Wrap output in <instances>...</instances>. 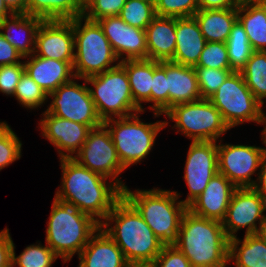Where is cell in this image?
I'll return each mask as SVG.
<instances>
[{
    "instance_id": "obj_1",
    "label": "cell",
    "mask_w": 266,
    "mask_h": 267,
    "mask_svg": "<svg viewBox=\"0 0 266 267\" xmlns=\"http://www.w3.org/2000/svg\"><path fill=\"white\" fill-rule=\"evenodd\" d=\"M60 163L62 183L54 198L74 206L102 225L114 204L122 197V190L73 158H60Z\"/></svg>"
},
{
    "instance_id": "obj_2",
    "label": "cell",
    "mask_w": 266,
    "mask_h": 267,
    "mask_svg": "<svg viewBox=\"0 0 266 267\" xmlns=\"http://www.w3.org/2000/svg\"><path fill=\"white\" fill-rule=\"evenodd\" d=\"M101 228L122 250L130 265L153 263L165 245L123 196L114 204Z\"/></svg>"
},
{
    "instance_id": "obj_3",
    "label": "cell",
    "mask_w": 266,
    "mask_h": 267,
    "mask_svg": "<svg viewBox=\"0 0 266 267\" xmlns=\"http://www.w3.org/2000/svg\"><path fill=\"white\" fill-rule=\"evenodd\" d=\"M189 260L192 267H226L229 239L222 222L193 214L182 216L176 241L173 243Z\"/></svg>"
},
{
    "instance_id": "obj_4",
    "label": "cell",
    "mask_w": 266,
    "mask_h": 267,
    "mask_svg": "<svg viewBox=\"0 0 266 267\" xmlns=\"http://www.w3.org/2000/svg\"><path fill=\"white\" fill-rule=\"evenodd\" d=\"M122 196L137 210L155 236L165 245L173 244L187 207L179 199L180 193L153 188L132 192L127 186Z\"/></svg>"
},
{
    "instance_id": "obj_5",
    "label": "cell",
    "mask_w": 266,
    "mask_h": 267,
    "mask_svg": "<svg viewBox=\"0 0 266 267\" xmlns=\"http://www.w3.org/2000/svg\"><path fill=\"white\" fill-rule=\"evenodd\" d=\"M101 225L74 206L54 198L47 222L46 244L66 263L80 254Z\"/></svg>"
},
{
    "instance_id": "obj_6",
    "label": "cell",
    "mask_w": 266,
    "mask_h": 267,
    "mask_svg": "<svg viewBox=\"0 0 266 267\" xmlns=\"http://www.w3.org/2000/svg\"><path fill=\"white\" fill-rule=\"evenodd\" d=\"M84 20V24L82 23ZM74 62L76 79H86L120 64L109 40L97 21L83 16L73 19ZM118 61V62H117ZM117 62L116 65H111Z\"/></svg>"
},
{
    "instance_id": "obj_7",
    "label": "cell",
    "mask_w": 266,
    "mask_h": 267,
    "mask_svg": "<svg viewBox=\"0 0 266 267\" xmlns=\"http://www.w3.org/2000/svg\"><path fill=\"white\" fill-rule=\"evenodd\" d=\"M85 80L102 122L113 118L127 117L141 112L134 103L125 68L118 64L103 73L90 76Z\"/></svg>"
},
{
    "instance_id": "obj_8",
    "label": "cell",
    "mask_w": 266,
    "mask_h": 267,
    "mask_svg": "<svg viewBox=\"0 0 266 267\" xmlns=\"http://www.w3.org/2000/svg\"><path fill=\"white\" fill-rule=\"evenodd\" d=\"M138 114L141 112L103 122L111 134L118 158L125 169L147 157L157 134L168 124L167 121L144 123L139 120Z\"/></svg>"
},
{
    "instance_id": "obj_9",
    "label": "cell",
    "mask_w": 266,
    "mask_h": 267,
    "mask_svg": "<svg viewBox=\"0 0 266 267\" xmlns=\"http://www.w3.org/2000/svg\"><path fill=\"white\" fill-rule=\"evenodd\" d=\"M165 115L174 121L173 127L192 141H216L230 128L224 122L221 112L202 98L197 101L173 106Z\"/></svg>"
},
{
    "instance_id": "obj_10",
    "label": "cell",
    "mask_w": 266,
    "mask_h": 267,
    "mask_svg": "<svg viewBox=\"0 0 266 267\" xmlns=\"http://www.w3.org/2000/svg\"><path fill=\"white\" fill-rule=\"evenodd\" d=\"M231 129L244 122H258L263 105L247 87L240 71H233L209 98Z\"/></svg>"
},
{
    "instance_id": "obj_11",
    "label": "cell",
    "mask_w": 266,
    "mask_h": 267,
    "mask_svg": "<svg viewBox=\"0 0 266 267\" xmlns=\"http://www.w3.org/2000/svg\"><path fill=\"white\" fill-rule=\"evenodd\" d=\"M76 154L73 159L82 166L109 178L121 190L126 187L118 178L125 168L118 158L111 134L104 124L89 131L85 143Z\"/></svg>"
},
{
    "instance_id": "obj_12",
    "label": "cell",
    "mask_w": 266,
    "mask_h": 267,
    "mask_svg": "<svg viewBox=\"0 0 266 267\" xmlns=\"http://www.w3.org/2000/svg\"><path fill=\"white\" fill-rule=\"evenodd\" d=\"M86 85V81L84 85H80L74 79L61 85L48 94L53 100L45 111L59 118L88 125L91 129L101 126L103 122Z\"/></svg>"
},
{
    "instance_id": "obj_13",
    "label": "cell",
    "mask_w": 266,
    "mask_h": 267,
    "mask_svg": "<svg viewBox=\"0 0 266 267\" xmlns=\"http://www.w3.org/2000/svg\"><path fill=\"white\" fill-rule=\"evenodd\" d=\"M266 199L253 188H237L230 200L223 229L230 240L237 237L239 229L246 228L245 235L256 234L266 218ZM258 221L259 226H257Z\"/></svg>"
},
{
    "instance_id": "obj_14",
    "label": "cell",
    "mask_w": 266,
    "mask_h": 267,
    "mask_svg": "<svg viewBox=\"0 0 266 267\" xmlns=\"http://www.w3.org/2000/svg\"><path fill=\"white\" fill-rule=\"evenodd\" d=\"M217 144L218 172L237 188H252L251 176L260 168L264 151L262 147Z\"/></svg>"
},
{
    "instance_id": "obj_15",
    "label": "cell",
    "mask_w": 266,
    "mask_h": 267,
    "mask_svg": "<svg viewBox=\"0 0 266 267\" xmlns=\"http://www.w3.org/2000/svg\"><path fill=\"white\" fill-rule=\"evenodd\" d=\"M183 176L189 188L185 200L188 207L206 188L212 177L218 173V151L216 141H192L188 149Z\"/></svg>"
},
{
    "instance_id": "obj_16",
    "label": "cell",
    "mask_w": 266,
    "mask_h": 267,
    "mask_svg": "<svg viewBox=\"0 0 266 267\" xmlns=\"http://www.w3.org/2000/svg\"><path fill=\"white\" fill-rule=\"evenodd\" d=\"M73 19L43 20L35 37L34 55L74 62Z\"/></svg>"
},
{
    "instance_id": "obj_17",
    "label": "cell",
    "mask_w": 266,
    "mask_h": 267,
    "mask_svg": "<svg viewBox=\"0 0 266 267\" xmlns=\"http://www.w3.org/2000/svg\"><path fill=\"white\" fill-rule=\"evenodd\" d=\"M97 22L119 60L147 59L145 30L128 25L119 16H106Z\"/></svg>"
},
{
    "instance_id": "obj_18",
    "label": "cell",
    "mask_w": 266,
    "mask_h": 267,
    "mask_svg": "<svg viewBox=\"0 0 266 267\" xmlns=\"http://www.w3.org/2000/svg\"><path fill=\"white\" fill-rule=\"evenodd\" d=\"M42 116L43 119L38 123L42 136L55 146L60 158H73V154H76L85 143L91 128L46 111Z\"/></svg>"
},
{
    "instance_id": "obj_19",
    "label": "cell",
    "mask_w": 266,
    "mask_h": 267,
    "mask_svg": "<svg viewBox=\"0 0 266 267\" xmlns=\"http://www.w3.org/2000/svg\"><path fill=\"white\" fill-rule=\"evenodd\" d=\"M236 189L237 187L218 172L187 209L197 216L222 222Z\"/></svg>"
},
{
    "instance_id": "obj_20",
    "label": "cell",
    "mask_w": 266,
    "mask_h": 267,
    "mask_svg": "<svg viewBox=\"0 0 266 267\" xmlns=\"http://www.w3.org/2000/svg\"><path fill=\"white\" fill-rule=\"evenodd\" d=\"M24 61V70L33 81L48 95L61 85L76 79L73 62L42 58L32 54Z\"/></svg>"
},
{
    "instance_id": "obj_21",
    "label": "cell",
    "mask_w": 266,
    "mask_h": 267,
    "mask_svg": "<svg viewBox=\"0 0 266 267\" xmlns=\"http://www.w3.org/2000/svg\"><path fill=\"white\" fill-rule=\"evenodd\" d=\"M78 267H129L122 250L100 227L82 249Z\"/></svg>"
},
{
    "instance_id": "obj_22",
    "label": "cell",
    "mask_w": 266,
    "mask_h": 267,
    "mask_svg": "<svg viewBox=\"0 0 266 267\" xmlns=\"http://www.w3.org/2000/svg\"><path fill=\"white\" fill-rule=\"evenodd\" d=\"M165 74L167 77L168 110L177 104L202 99L194 67L165 61Z\"/></svg>"
},
{
    "instance_id": "obj_23",
    "label": "cell",
    "mask_w": 266,
    "mask_h": 267,
    "mask_svg": "<svg viewBox=\"0 0 266 267\" xmlns=\"http://www.w3.org/2000/svg\"><path fill=\"white\" fill-rule=\"evenodd\" d=\"M205 44L194 16L176 18V47L172 62L195 67Z\"/></svg>"
},
{
    "instance_id": "obj_24",
    "label": "cell",
    "mask_w": 266,
    "mask_h": 267,
    "mask_svg": "<svg viewBox=\"0 0 266 267\" xmlns=\"http://www.w3.org/2000/svg\"><path fill=\"white\" fill-rule=\"evenodd\" d=\"M42 21L43 19L37 16L13 13L0 21V33L16 48L23 59H26L34 53L36 32Z\"/></svg>"
},
{
    "instance_id": "obj_25",
    "label": "cell",
    "mask_w": 266,
    "mask_h": 267,
    "mask_svg": "<svg viewBox=\"0 0 266 267\" xmlns=\"http://www.w3.org/2000/svg\"><path fill=\"white\" fill-rule=\"evenodd\" d=\"M147 59L171 61L176 47V18L156 16L145 29Z\"/></svg>"
},
{
    "instance_id": "obj_26",
    "label": "cell",
    "mask_w": 266,
    "mask_h": 267,
    "mask_svg": "<svg viewBox=\"0 0 266 267\" xmlns=\"http://www.w3.org/2000/svg\"><path fill=\"white\" fill-rule=\"evenodd\" d=\"M194 18L199 24L206 42H224L229 38L233 24L237 20V8L199 9Z\"/></svg>"
},
{
    "instance_id": "obj_27",
    "label": "cell",
    "mask_w": 266,
    "mask_h": 267,
    "mask_svg": "<svg viewBox=\"0 0 266 267\" xmlns=\"http://www.w3.org/2000/svg\"><path fill=\"white\" fill-rule=\"evenodd\" d=\"M237 19L243 25L254 51H266V8L256 0H243L237 8Z\"/></svg>"
},
{
    "instance_id": "obj_28",
    "label": "cell",
    "mask_w": 266,
    "mask_h": 267,
    "mask_svg": "<svg viewBox=\"0 0 266 267\" xmlns=\"http://www.w3.org/2000/svg\"><path fill=\"white\" fill-rule=\"evenodd\" d=\"M120 64L125 68L134 103L144 112L142 103L151 102L153 80V60H123Z\"/></svg>"
},
{
    "instance_id": "obj_29",
    "label": "cell",
    "mask_w": 266,
    "mask_h": 267,
    "mask_svg": "<svg viewBox=\"0 0 266 267\" xmlns=\"http://www.w3.org/2000/svg\"><path fill=\"white\" fill-rule=\"evenodd\" d=\"M228 260H234L235 267H266V244L257 234L245 235L242 241L232 238Z\"/></svg>"
},
{
    "instance_id": "obj_30",
    "label": "cell",
    "mask_w": 266,
    "mask_h": 267,
    "mask_svg": "<svg viewBox=\"0 0 266 267\" xmlns=\"http://www.w3.org/2000/svg\"><path fill=\"white\" fill-rule=\"evenodd\" d=\"M79 0H26V14L43 20H71L83 16Z\"/></svg>"
},
{
    "instance_id": "obj_31",
    "label": "cell",
    "mask_w": 266,
    "mask_h": 267,
    "mask_svg": "<svg viewBox=\"0 0 266 267\" xmlns=\"http://www.w3.org/2000/svg\"><path fill=\"white\" fill-rule=\"evenodd\" d=\"M240 73L254 97L263 105L266 98V51H254Z\"/></svg>"
},
{
    "instance_id": "obj_32",
    "label": "cell",
    "mask_w": 266,
    "mask_h": 267,
    "mask_svg": "<svg viewBox=\"0 0 266 267\" xmlns=\"http://www.w3.org/2000/svg\"><path fill=\"white\" fill-rule=\"evenodd\" d=\"M229 62L233 71H240L254 52L243 25L237 19L226 41Z\"/></svg>"
},
{
    "instance_id": "obj_33",
    "label": "cell",
    "mask_w": 266,
    "mask_h": 267,
    "mask_svg": "<svg viewBox=\"0 0 266 267\" xmlns=\"http://www.w3.org/2000/svg\"><path fill=\"white\" fill-rule=\"evenodd\" d=\"M58 256L46 244L27 246L23 252L16 257L15 246L13 243L12 250V267H52Z\"/></svg>"
},
{
    "instance_id": "obj_34",
    "label": "cell",
    "mask_w": 266,
    "mask_h": 267,
    "mask_svg": "<svg viewBox=\"0 0 266 267\" xmlns=\"http://www.w3.org/2000/svg\"><path fill=\"white\" fill-rule=\"evenodd\" d=\"M119 17L128 25L145 30L156 17L155 5L146 0H126Z\"/></svg>"
},
{
    "instance_id": "obj_35",
    "label": "cell",
    "mask_w": 266,
    "mask_h": 267,
    "mask_svg": "<svg viewBox=\"0 0 266 267\" xmlns=\"http://www.w3.org/2000/svg\"><path fill=\"white\" fill-rule=\"evenodd\" d=\"M150 109L155 117L165 114L168 111V91L167 77L165 74V61L158 62L153 60V80L151 89Z\"/></svg>"
},
{
    "instance_id": "obj_36",
    "label": "cell",
    "mask_w": 266,
    "mask_h": 267,
    "mask_svg": "<svg viewBox=\"0 0 266 267\" xmlns=\"http://www.w3.org/2000/svg\"><path fill=\"white\" fill-rule=\"evenodd\" d=\"M18 100L19 104L26 108L36 109L45 104L48 95L36 84L33 79L25 72L22 74L20 81L17 84L13 95Z\"/></svg>"
},
{
    "instance_id": "obj_37",
    "label": "cell",
    "mask_w": 266,
    "mask_h": 267,
    "mask_svg": "<svg viewBox=\"0 0 266 267\" xmlns=\"http://www.w3.org/2000/svg\"><path fill=\"white\" fill-rule=\"evenodd\" d=\"M21 147L22 143L11 127L0 122V171L20 159Z\"/></svg>"
},
{
    "instance_id": "obj_38",
    "label": "cell",
    "mask_w": 266,
    "mask_h": 267,
    "mask_svg": "<svg viewBox=\"0 0 266 267\" xmlns=\"http://www.w3.org/2000/svg\"><path fill=\"white\" fill-rule=\"evenodd\" d=\"M195 67L232 70L229 62L226 43L206 42L200 59Z\"/></svg>"
},
{
    "instance_id": "obj_39",
    "label": "cell",
    "mask_w": 266,
    "mask_h": 267,
    "mask_svg": "<svg viewBox=\"0 0 266 267\" xmlns=\"http://www.w3.org/2000/svg\"><path fill=\"white\" fill-rule=\"evenodd\" d=\"M197 74L201 98L209 99L224 83L233 70L194 67Z\"/></svg>"
},
{
    "instance_id": "obj_40",
    "label": "cell",
    "mask_w": 266,
    "mask_h": 267,
    "mask_svg": "<svg viewBox=\"0 0 266 267\" xmlns=\"http://www.w3.org/2000/svg\"><path fill=\"white\" fill-rule=\"evenodd\" d=\"M154 5L161 17H191L199 10L197 0H156Z\"/></svg>"
},
{
    "instance_id": "obj_41",
    "label": "cell",
    "mask_w": 266,
    "mask_h": 267,
    "mask_svg": "<svg viewBox=\"0 0 266 267\" xmlns=\"http://www.w3.org/2000/svg\"><path fill=\"white\" fill-rule=\"evenodd\" d=\"M126 0H92L84 10L83 17L97 21L106 16H119Z\"/></svg>"
},
{
    "instance_id": "obj_42",
    "label": "cell",
    "mask_w": 266,
    "mask_h": 267,
    "mask_svg": "<svg viewBox=\"0 0 266 267\" xmlns=\"http://www.w3.org/2000/svg\"><path fill=\"white\" fill-rule=\"evenodd\" d=\"M24 72L23 61L12 65L0 66V92L7 96H13Z\"/></svg>"
},
{
    "instance_id": "obj_43",
    "label": "cell",
    "mask_w": 266,
    "mask_h": 267,
    "mask_svg": "<svg viewBox=\"0 0 266 267\" xmlns=\"http://www.w3.org/2000/svg\"><path fill=\"white\" fill-rule=\"evenodd\" d=\"M153 265L155 267H192L186 256L173 244L164 245Z\"/></svg>"
},
{
    "instance_id": "obj_44",
    "label": "cell",
    "mask_w": 266,
    "mask_h": 267,
    "mask_svg": "<svg viewBox=\"0 0 266 267\" xmlns=\"http://www.w3.org/2000/svg\"><path fill=\"white\" fill-rule=\"evenodd\" d=\"M13 240L9 229L0 232V267H12Z\"/></svg>"
},
{
    "instance_id": "obj_45",
    "label": "cell",
    "mask_w": 266,
    "mask_h": 267,
    "mask_svg": "<svg viewBox=\"0 0 266 267\" xmlns=\"http://www.w3.org/2000/svg\"><path fill=\"white\" fill-rule=\"evenodd\" d=\"M22 55L0 33V66L21 63Z\"/></svg>"
},
{
    "instance_id": "obj_46",
    "label": "cell",
    "mask_w": 266,
    "mask_h": 267,
    "mask_svg": "<svg viewBox=\"0 0 266 267\" xmlns=\"http://www.w3.org/2000/svg\"><path fill=\"white\" fill-rule=\"evenodd\" d=\"M241 2V0H197L201 10L238 8Z\"/></svg>"
},
{
    "instance_id": "obj_47",
    "label": "cell",
    "mask_w": 266,
    "mask_h": 267,
    "mask_svg": "<svg viewBox=\"0 0 266 267\" xmlns=\"http://www.w3.org/2000/svg\"><path fill=\"white\" fill-rule=\"evenodd\" d=\"M257 173L258 178L253 185V189L266 199V154H264L260 169Z\"/></svg>"
},
{
    "instance_id": "obj_48",
    "label": "cell",
    "mask_w": 266,
    "mask_h": 267,
    "mask_svg": "<svg viewBox=\"0 0 266 267\" xmlns=\"http://www.w3.org/2000/svg\"><path fill=\"white\" fill-rule=\"evenodd\" d=\"M13 13H26V0H3Z\"/></svg>"
},
{
    "instance_id": "obj_49",
    "label": "cell",
    "mask_w": 266,
    "mask_h": 267,
    "mask_svg": "<svg viewBox=\"0 0 266 267\" xmlns=\"http://www.w3.org/2000/svg\"><path fill=\"white\" fill-rule=\"evenodd\" d=\"M257 124H265V127H264V129H263V131H262V141H263V144H265V146H266V116H265V114H264V112H263V110L261 109V112H260V116H259V119H258V122H257ZM263 149V151H264V154H266V148L264 147V148H262Z\"/></svg>"
},
{
    "instance_id": "obj_50",
    "label": "cell",
    "mask_w": 266,
    "mask_h": 267,
    "mask_svg": "<svg viewBox=\"0 0 266 267\" xmlns=\"http://www.w3.org/2000/svg\"><path fill=\"white\" fill-rule=\"evenodd\" d=\"M13 12L8 8L3 0H0V21L4 18L9 17Z\"/></svg>"
},
{
    "instance_id": "obj_51",
    "label": "cell",
    "mask_w": 266,
    "mask_h": 267,
    "mask_svg": "<svg viewBox=\"0 0 266 267\" xmlns=\"http://www.w3.org/2000/svg\"><path fill=\"white\" fill-rule=\"evenodd\" d=\"M262 241L266 244V218L263 223L260 225L257 233H256Z\"/></svg>"
},
{
    "instance_id": "obj_52",
    "label": "cell",
    "mask_w": 266,
    "mask_h": 267,
    "mask_svg": "<svg viewBox=\"0 0 266 267\" xmlns=\"http://www.w3.org/2000/svg\"><path fill=\"white\" fill-rule=\"evenodd\" d=\"M129 267H155L153 263L131 264Z\"/></svg>"
},
{
    "instance_id": "obj_53",
    "label": "cell",
    "mask_w": 266,
    "mask_h": 267,
    "mask_svg": "<svg viewBox=\"0 0 266 267\" xmlns=\"http://www.w3.org/2000/svg\"><path fill=\"white\" fill-rule=\"evenodd\" d=\"M92 0H79V3L86 8Z\"/></svg>"
},
{
    "instance_id": "obj_54",
    "label": "cell",
    "mask_w": 266,
    "mask_h": 267,
    "mask_svg": "<svg viewBox=\"0 0 266 267\" xmlns=\"http://www.w3.org/2000/svg\"><path fill=\"white\" fill-rule=\"evenodd\" d=\"M261 6L266 8V0H256Z\"/></svg>"
},
{
    "instance_id": "obj_55",
    "label": "cell",
    "mask_w": 266,
    "mask_h": 267,
    "mask_svg": "<svg viewBox=\"0 0 266 267\" xmlns=\"http://www.w3.org/2000/svg\"><path fill=\"white\" fill-rule=\"evenodd\" d=\"M148 2H151V3H155L156 0H146Z\"/></svg>"
}]
</instances>
